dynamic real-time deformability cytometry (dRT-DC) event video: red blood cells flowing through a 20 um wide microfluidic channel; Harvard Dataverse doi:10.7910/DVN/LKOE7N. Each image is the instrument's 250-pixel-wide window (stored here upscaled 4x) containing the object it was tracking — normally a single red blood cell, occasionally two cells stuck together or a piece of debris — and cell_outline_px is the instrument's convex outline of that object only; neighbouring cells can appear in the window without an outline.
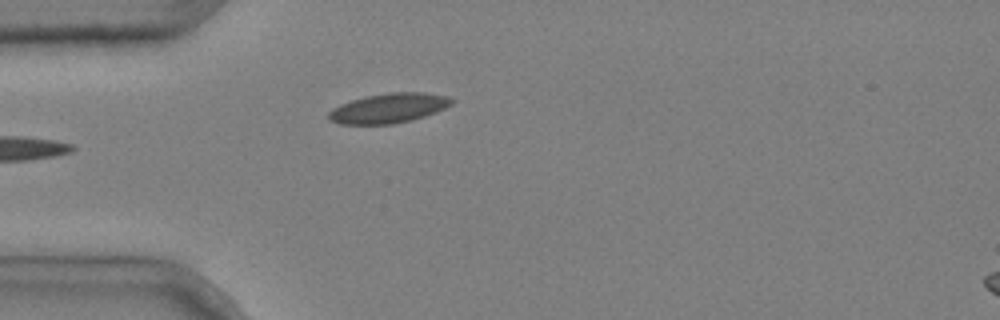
{"species": "common noctule bat (a hibernating species)", "species_latin": "Nyctalus noctula", "temperature_condition": "cold", "stored_images_in_passage": 5, "camera_frame_rate_fps": 3000, "um_per_image_px": 0.085, "animal": {"sex": "male", "body_mass_g": 20.4}, "frame": {"image": 1, "passage_image": 5, "time_ms": 1.333, "image_size_px": [1000, 320], "cell_outline_px": [[456, 100], [452, 104], [436, 112], [412, 120], [392, 124], [340, 124], [328, 120], [328, 112], [332, 108], [340, 104], [364, 96], [388, 92], [424, 92], [448, 96]], "centroid_in_image_um": [33.03, 9.18], "position_along_channel_um": 52.0, "area_um2": 21.5}}